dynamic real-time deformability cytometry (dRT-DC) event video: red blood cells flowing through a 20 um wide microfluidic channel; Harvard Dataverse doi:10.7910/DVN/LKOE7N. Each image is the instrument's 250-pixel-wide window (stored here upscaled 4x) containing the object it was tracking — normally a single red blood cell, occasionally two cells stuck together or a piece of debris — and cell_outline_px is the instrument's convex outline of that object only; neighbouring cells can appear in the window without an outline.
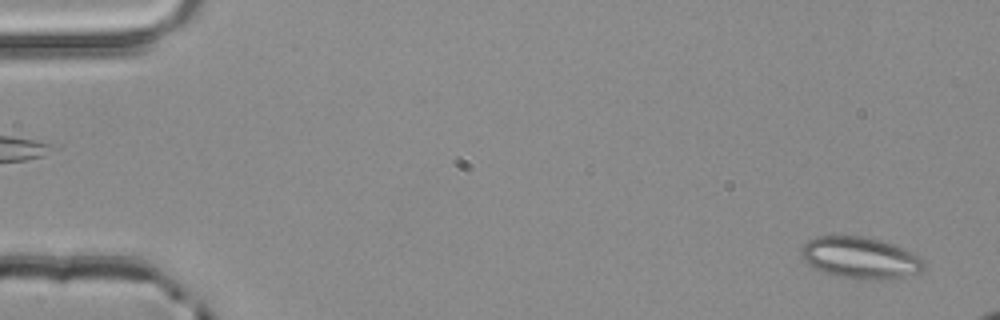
{"species": "common noctule bat (a hibernating species)", "species_latin": "Nyctalus noctula", "temperature_condition": "room temperature", "stored_images_in_passage": 4, "camera_frame_rate_fps": 3000, "um_per_image_px": 0.085, "animal": {"sex": "male", "body_mass_g": 20.4}, "frame": {"image": 1, "passage_image": 4, "time_ms": 1.0, "image_size_px": [1000, 320], "cell_outline_px": [[928, 268], [924, 272], [888, 280], [860, 280], [836, 276], [824, 272], [808, 264], [800, 256], [800, 248], [808, 240], [816, 236], [868, 236], [904, 248], [912, 252], [924, 260]], "centroid_in_image_um": [73.17, 21.93], "position_along_channel_um": 11.8, "area_um2": 30.46}}